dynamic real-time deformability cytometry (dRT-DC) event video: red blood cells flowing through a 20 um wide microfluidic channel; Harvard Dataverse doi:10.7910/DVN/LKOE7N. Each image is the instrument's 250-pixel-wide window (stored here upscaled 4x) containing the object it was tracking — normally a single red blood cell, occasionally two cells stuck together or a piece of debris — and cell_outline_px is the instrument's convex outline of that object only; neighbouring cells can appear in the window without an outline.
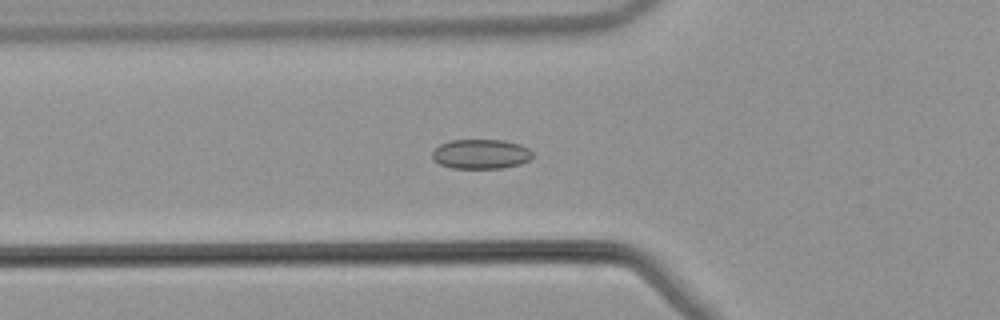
{"species": "common noctule bat (a hibernating species)", "species_latin": "Nyctalus noctula", "temperature_condition": "warm", "stored_images_in_passage": 34, "camera_frame_rate_fps": 3000, "um_per_image_px": 0.085, "animal": {"sex": "male", "body_mass_g": 21.5, "forearm_length_mm": 52.0}, "frame": {"image": 1, "passage_image": 3, "time_ms": 0.667, "image_size_px": [1000, 320], "cell_outline_px": [[532, 156], [528, 160], [520, 164], [504, 168], [452, 168], [440, 164], [432, 160], [432, 152], [440, 144], [452, 140], [504, 140], [520, 144], [528, 148], [532, 152]], "centroid_in_image_um": [40.86, 13.09], "position_along_channel_um": 84.9, "area_um2": 17.34}}
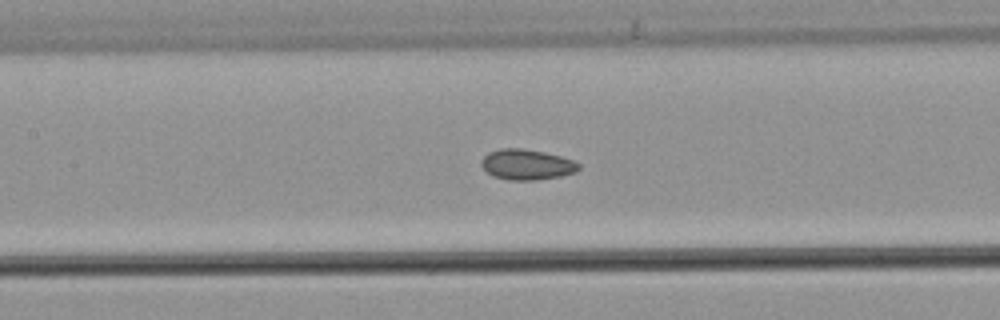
{"frame": {"image": 2, "passage_image": 9, "time_ms": 2.667, "image_size_px": [1000, 320], "cell_outline_px": [[580, 168], [576, 172], [560, 176], [536, 180], [508, 180], [492, 176], [480, 164], [480, 160], [488, 152], [500, 148], [520, 148], [544, 152], [560, 156], [572, 160], [580, 164]], "centroid_in_image_um": [44.75, 13.98], "position_along_channel_um": 162.6, "area_um2": 17.34}}
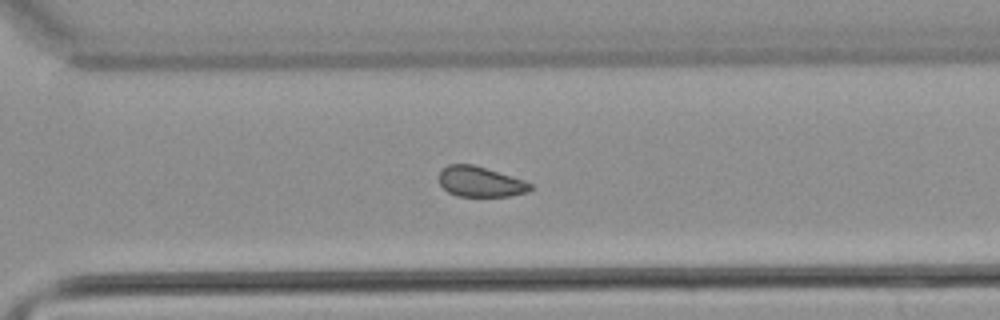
{"frame": {"image": 3, "passage_image": 22, "time_ms": 7.0, "image_size_px": [1000, 320], "cell_outline_px": [[532, 188], [528, 192], [512, 196], [456, 196], [448, 192], [440, 184], [440, 172], [448, 164], [472, 164], [524, 180], [532, 184]], "centroid_in_image_um": [40.84, 15.46], "position_along_channel_um": 329.8, "area_um2": 16.01}, "authors_computed_cell_mechanics": {"area_um2": 17.0799, "velocity_mm_per_s": 3.864, "shape_relaxation_time_tau1_ms": null, "shape_relaxation_time_tau2_ms": 2.4981, "deformation_change_tau1": null, "deformation_change_tau2": 0.0752}}